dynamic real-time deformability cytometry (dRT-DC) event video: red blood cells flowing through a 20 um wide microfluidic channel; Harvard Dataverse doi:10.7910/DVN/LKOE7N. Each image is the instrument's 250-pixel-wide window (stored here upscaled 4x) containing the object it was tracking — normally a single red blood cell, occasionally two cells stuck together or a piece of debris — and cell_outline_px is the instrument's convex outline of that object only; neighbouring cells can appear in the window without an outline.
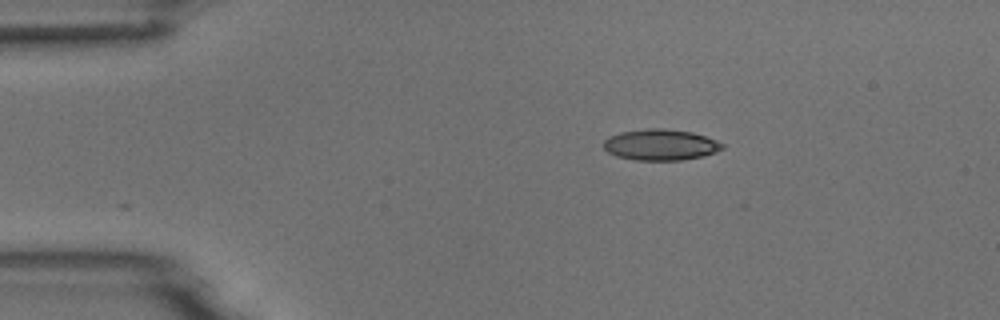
{"species": "common noctule bat (a hibernating species)", "species_latin": "Nyctalus noctula", "temperature_condition": "room temperature", "stored_images_in_passage": 45, "camera_frame_rate_fps": 3000, "um_per_image_px": 0.085, "animal": {"sex": "male", "body_mass_g": 18.8}, "frame": {"image": 1, "passage_image": 1, "time_ms": 0.0, "image_size_px": [1000, 320], "cell_outline_px": [[724, 148], [704, 156], [680, 160], [636, 160], [616, 156], [608, 152], [604, 148], [604, 140], [608, 136], [620, 132], [648, 128], [664, 128], [692, 132], [716, 140], [724, 144]], "centroid_in_image_um": [56.13, 12.3], "position_along_channel_um": 28.9, "area_um2": 21.5}}
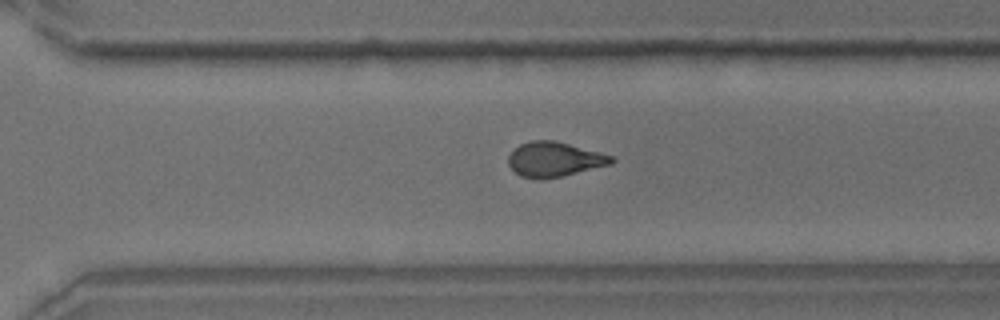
{"frame": {"image": 2, "passage_image": 29, "time_ms": 9.333, "image_size_px": [1000, 320], "cell_outline_px": [[616, 160], [612, 164], [560, 176], [540, 180], [520, 176], [508, 164], [508, 156], [520, 144], [532, 140], [556, 140], [600, 152], [612, 156]], "centroid_in_image_um": [47.13, 13.54], "position_along_channel_um": 323.5, "area_um2": 20.81}}
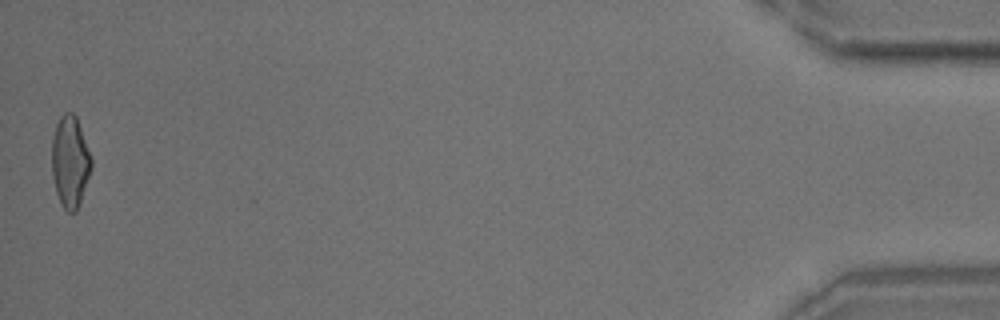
{"frame": {"image": 3, "passage_image": 45, "time_ms": 14.667, "image_size_px": [1000, 320], "cell_outline_px": [[92, 168], [76, 212], [68, 212], [60, 204], [56, 192], [52, 172], [52, 140], [56, 124], [60, 116], [64, 112], [72, 112], [76, 116], [92, 160]], "centroid_in_image_um": [5.95, 13.74], "position_along_channel_um": 429.3, "area_um2": 20.92}, "authors_computed_cell_mechanics": {"area_um2": 21.097, "velocity_mm_per_s": 3.7406, "shape_relaxation_time_tau1_ms": 6.9718, "shape_relaxation_time_tau2_ms": 1.8812, "deformation_change_tau1": 0.1891, "deformation_change_tau2": 0.0933}}